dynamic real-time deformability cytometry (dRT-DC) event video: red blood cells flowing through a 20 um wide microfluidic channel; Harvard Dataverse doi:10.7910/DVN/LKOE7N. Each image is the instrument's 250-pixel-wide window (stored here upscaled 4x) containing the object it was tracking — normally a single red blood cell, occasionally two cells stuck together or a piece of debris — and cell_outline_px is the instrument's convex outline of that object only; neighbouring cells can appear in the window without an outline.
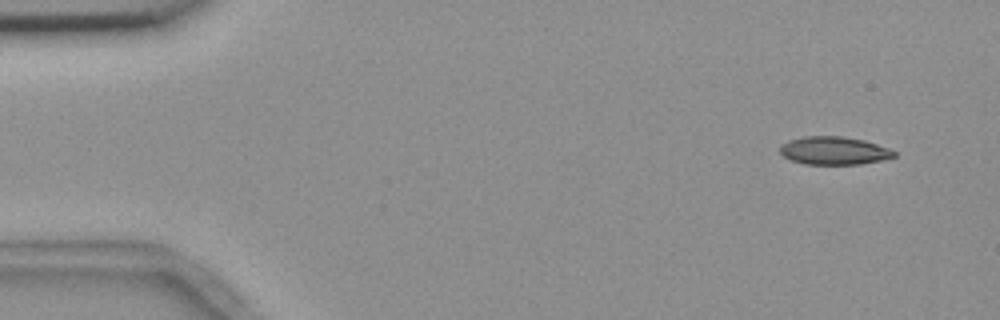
{"species": "common noctule bat (a hibernating species)", "species_latin": "Nyctalus noctula", "temperature_condition": "room temperature", "stored_images_in_passage": 9, "camera_frame_rate_fps": 3000, "um_per_image_px": 0.085, "animal": {"sex": "female", "body_mass_g": 18.4}, "frame": {"image": 1, "passage_image": 1, "time_ms": 0.0, "image_size_px": [1000, 320], "cell_outline_px": [[896, 156], [880, 160], [860, 164], [804, 164], [792, 160], [784, 156], [780, 152], [780, 144], [788, 140], [804, 136], [844, 136], [864, 140], [888, 148], [896, 152]], "centroid_in_image_um": [70.86, 12.79], "position_along_channel_um": 14.1, "area_um2": 18.61}}
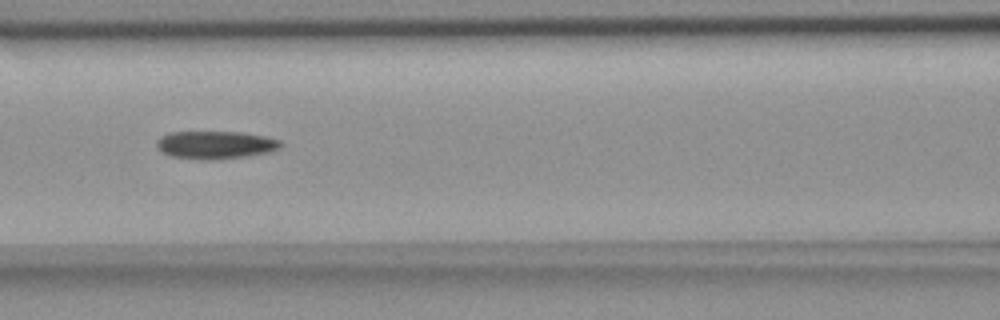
{"frame": {"image": 2, "passage_image": 7, "time_ms": 6.667, "image_size_px": [1000, 320], "cell_outline_px": [[284, 144], [280, 148], [268, 152], [248, 156], [212, 160], [196, 160], [172, 156], [160, 152], [156, 148], [156, 140], [160, 136], [172, 132], [240, 132], [264, 136], [280, 140]], "centroid_in_image_um": [18.28, 12.32], "position_along_channel_um": 148.3, "area_um2": 20.4}}
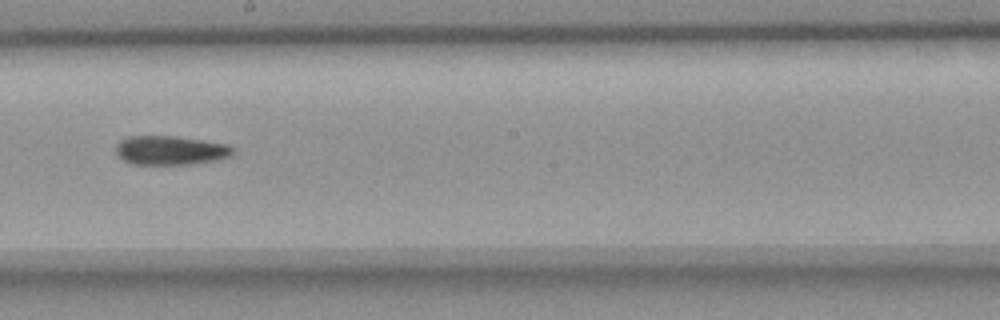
{"frame": {"image": 3, "passage_image": 9, "time_ms": 9.0, "image_size_px": [1000, 320], "cell_outline_px": [[236, 148], [232, 156], [220, 160], [192, 164], [132, 164], [124, 160], [116, 152], [116, 144], [120, 140], [128, 136], [172, 136], [228, 144]], "centroid_in_image_um": [14.54, 12.78], "position_along_channel_um": 233.7, "area_um2": 19.94}}